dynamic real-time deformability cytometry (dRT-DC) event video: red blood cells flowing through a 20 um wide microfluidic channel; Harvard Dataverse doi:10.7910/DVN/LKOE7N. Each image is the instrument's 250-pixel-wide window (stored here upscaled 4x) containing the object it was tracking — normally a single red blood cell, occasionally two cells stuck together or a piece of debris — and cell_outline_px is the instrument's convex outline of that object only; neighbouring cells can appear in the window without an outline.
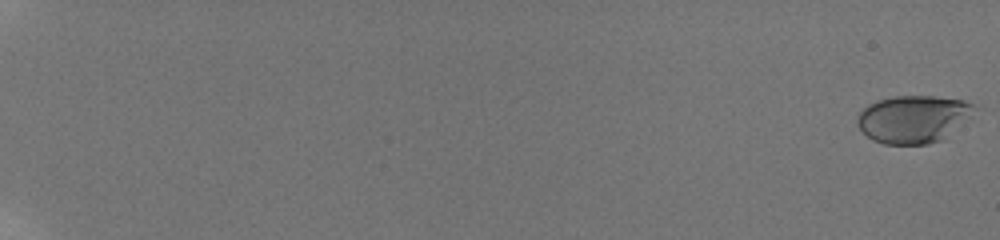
{"species": "human", "species_latin": "Homo sapiens", "temperature_condition": "room temperature", "stored_images_in_passage": 55, "camera_frame_rate_fps": 3000, "um_per_image_px": 0.085, "donor": {"sex": "male"}, "frame": {"image": 1, "passage_image": 1, "time_ms": 0.0, "image_size_px": [1000, 240], "cell_outline_px": [[976, 108], [944, 140], [928, 144], [884, 144], [872, 140], [856, 124], [856, 116], [868, 104], [876, 100], [896, 96], [936, 96], [964, 100], [972, 104]], "centroid_in_image_um": [77.58, 10.12], "position_along_channel_um": 7.4, "area_um2": 32.31}}
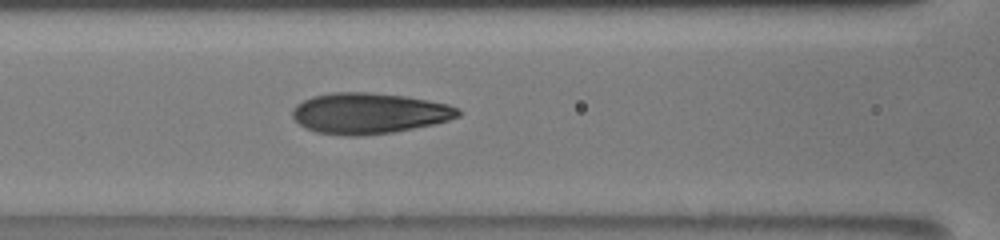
{"frame": {"image": 2, "passage_image": 30, "time_ms": 9.667, "image_size_px": [1000, 240], "cell_outline_px": [[460, 116], [448, 120], [432, 124], [392, 132], [360, 136], [344, 136], [316, 132], [300, 124], [292, 116], [292, 112], [296, 104], [312, 96], [332, 92], [368, 92], [404, 96], [428, 100], [448, 104], [456, 108], [460, 112]], "centroid_in_image_um": [31.34, 9.63], "position_along_channel_um": 135.3, "area_um2": 39.19}}
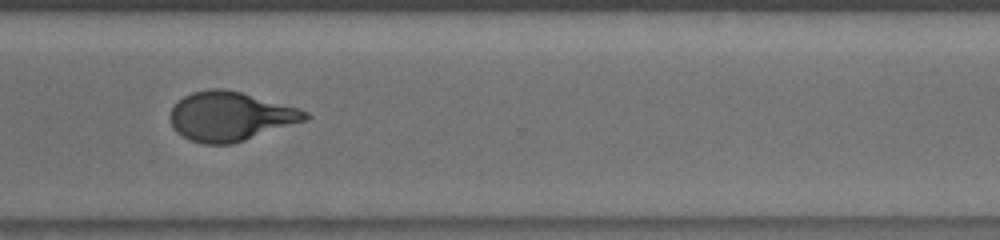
{"frame": {"image": 3, "passage_image": 46, "time_ms": 15.0, "image_size_px": [1000, 240], "cell_outline_px": [[312, 116], [308, 120], [232, 144], [204, 144], [192, 140], [176, 132], [168, 116], [172, 108], [184, 96], [192, 92], [208, 88], [224, 88], [240, 92], [300, 108], [308, 112]], "centroid_in_image_um": [19.6, 9.88], "position_along_channel_um": 351.0, "area_um2": 38.73}, "authors_computed_cell_mechanics": {"area_um2": 37.6278, "velocity_mm_per_s": 3.8258, "shape_relaxation_time_tau1_ms": 6.5917, "shape_relaxation_time_tau2_ms": 0.7149, "deformation_change_tau1": 0.2365, "deformation_change_tau2": 0.0674}}